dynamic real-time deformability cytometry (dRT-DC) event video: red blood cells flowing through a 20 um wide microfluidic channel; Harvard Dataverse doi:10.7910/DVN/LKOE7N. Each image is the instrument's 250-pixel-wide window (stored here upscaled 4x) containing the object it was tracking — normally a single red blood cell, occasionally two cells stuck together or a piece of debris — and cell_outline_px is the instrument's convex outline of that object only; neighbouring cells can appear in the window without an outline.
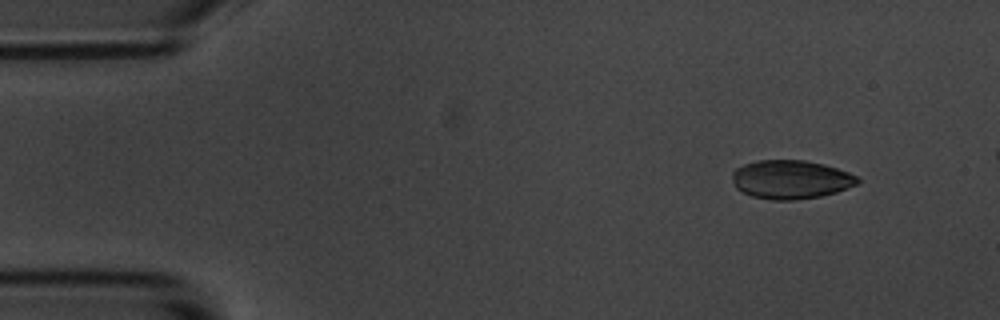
{"species": "common noctule bat (a hibernating species)", "species_latin": "Nyctalus noctula", "temperature_condition": "room temperature", "stored_images_in_passage": 6, "camera_frame_rate_fps": 3000, "um_per_image_px": 0.085, "animal": {"sex": "male", "body_mass_g": 20.1, "forearm_length_mm": 53.5}, "frame": {"image": 1, "passage_image": 2, "time_ms": 1.0, "image_size_px": [1000, 320], "cell_outline_px": [[860, 180], [856, 184], [848, 188], [836, 192], [820, 196], [792, 200], [772, 200], [752, 196], [736, 188], [732, 180], [732, 172], [736, 168], [744, 164], [756, 160], [804, 160], [824, 164], [848, 172], [856, 176]], "centroid_in_image_um": [67.2, 15.25], "position_along_channel_um": 17.8, "area_um2": 28.21}}